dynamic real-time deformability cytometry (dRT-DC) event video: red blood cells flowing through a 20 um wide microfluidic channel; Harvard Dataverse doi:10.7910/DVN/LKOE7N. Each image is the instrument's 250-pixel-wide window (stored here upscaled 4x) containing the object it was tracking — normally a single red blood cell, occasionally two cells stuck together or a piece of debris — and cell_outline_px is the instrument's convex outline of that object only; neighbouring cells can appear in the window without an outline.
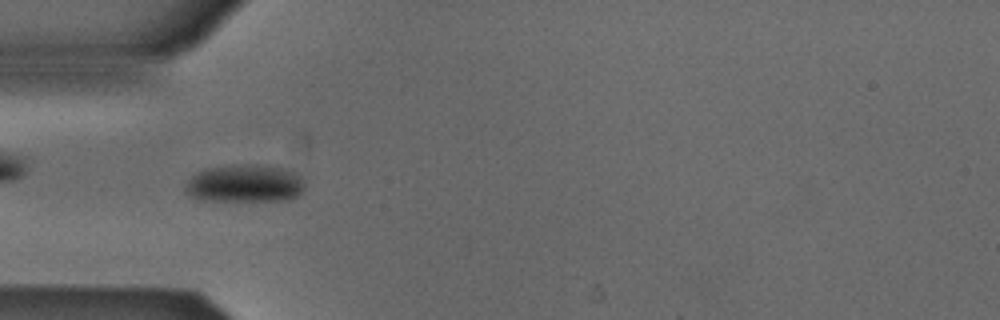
{"species": "Egyptian fruit bat (a non-hibernating species)", "species_latin": "Rousettus aegyptiacus", "temperature_condition": "cold", "stored_images_in_passage": 32, "camera_frame_rate_fps": 3000, "um_per_image_px": 0.085, "animal": {"sex": "male"}, "frame": {"image": 1, "passage_image": 8, "time_ms": 2.333, "image_size_px": [1000, 320], "cell_outline_px": [[304, 188], [296, 196], [288, 200], [200, 200], [192, 196], [184, 188], [188, 180], [196, 172], [204, 168], [236, 164], [256, 164], [280, 168], [292, 172], [300, 176], [304, 180]], "centroid_in_image_um": [20.78, 15.58], "position_along_channel_um": 64.2, "area_um2": 26.13}}
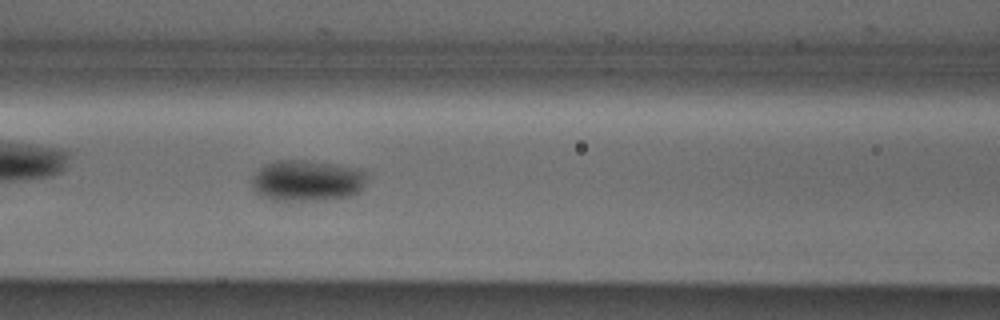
{"frame": {"image": 2, "passage_image": 14, "time_ms": 4.333, "image_size_px": [1000, 320], "cell_outline_px": [[368, 176], [364, 188], [360, 192], [352, 196], [316, 200], [272, 200], [260, 196], [252, 188], [252, 180], [256, 172], [260, 168], [276, 160], [304, 160], [332, 164], [356, 168], [364, 172]], "centroid_in_image_um": [26.12, 15.36], "position_along_channel_um": 140.5, "area_um2": 27.57}}
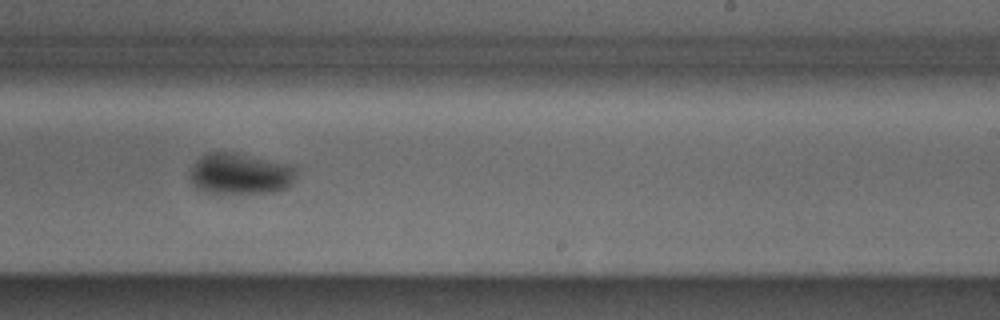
{"frame": {"image": 3, "passage_image": 24, "time_ms": 7.667, "image_size_px": [1000, 320], "cell_outline_px": [[300, 168], [292, 184], [288, 188], [276, 192], [204, 192], [196, 188], [192, 180], [192, 168], [196, 160], [200, 156], [208, 152], [236, 152], [296, 164]], "centroid_in_image_um": [20.55, 14.73], "position_along_channel_um": 268.5, "area_um2": 25.95}, "authors_computed_cell_mechanics": {"area_um2": 25.9811, "velocity_mm_per_s": 3.8552, "shape_relaxation_time_tau1_ms": 2.9992, "shape_relaxation_time_tau2_ms": null, "deformation_change_tau1": 0.0729, "deformation_change_tau2": null}}